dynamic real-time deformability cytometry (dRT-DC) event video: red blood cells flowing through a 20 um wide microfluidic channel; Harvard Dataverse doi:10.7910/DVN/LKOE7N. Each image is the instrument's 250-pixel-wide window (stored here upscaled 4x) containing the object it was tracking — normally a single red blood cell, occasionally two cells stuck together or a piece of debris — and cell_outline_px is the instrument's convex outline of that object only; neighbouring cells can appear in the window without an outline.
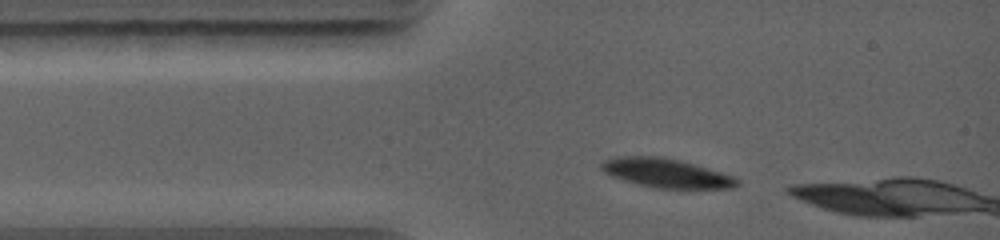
{"species": "common noctule bat (a hibernating species)", "species_latin": "Nyctalus noctula", "temperature_condition": "warm", "stored_images_in_passage": 3, "camera_frame_rate_fps": 5000, "um_per_image_px": 0.085, "animal": {"sex": "female", "body_mass_g": 19.0, "forearm_length_mm": 56.7}, "frame": {"image": 1, "passage_image": 1, "time_ms": 0.0, "image_size_px": [1000, 240], "cell_outline_px": [[740, 184], [732, 188], [652, 188], [624, 180], [612, 176], [604, 172], [600, 168], [600, 164], [604, 160], [620, 156], [660, 156], [680, 160], [696, 164], [732, 176], [740, 180]], "centroid_in_image_um": [56.62, 14.71], "position_along_channel_um": 28.4, "area_um2": 22.95}}